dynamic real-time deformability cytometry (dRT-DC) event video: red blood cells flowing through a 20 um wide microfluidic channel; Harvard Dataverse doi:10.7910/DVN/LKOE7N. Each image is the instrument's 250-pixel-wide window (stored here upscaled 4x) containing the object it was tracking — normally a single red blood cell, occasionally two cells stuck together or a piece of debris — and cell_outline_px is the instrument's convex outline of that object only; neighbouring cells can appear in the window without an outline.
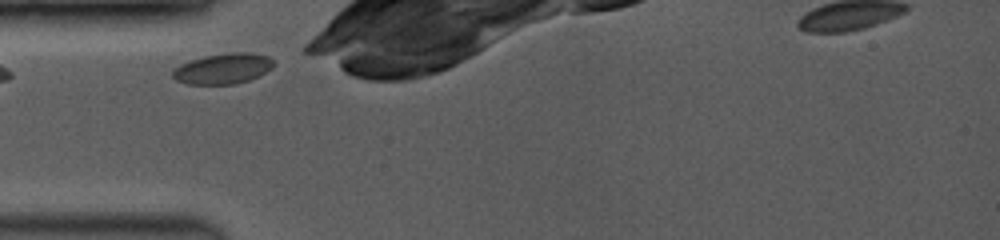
{"species": "common noctule bat (a hibernating species)", "species_latin": "Nyctalus noctula", "temperature_condition": "room temperature", "stored_images_in_passage": 2, "camera_frame_rate_fps": 3500, "um_per_image_px": 0.085, "animal": {"sex": "female", "body_mass_g": 19.0, "forearm_length_mm": 53.3}, "frame": {"image": 1, "passage_image": 1, "time_ms": 0.0, "image_size_px": [1000, 240], "cell_outline_px": [[272, 68], [248, 80], [232, 84], [188, 84], [176, 80], [172, 76], [172, 72], [180, 64], [188, 60], [204, 56], [232, 52], [252, 52], [268, 56], [272, 60]], "centroid_in_image_um": [18.92, 5.82], "position_along_channel_um": 66.1, "area_um2": 17.8}}